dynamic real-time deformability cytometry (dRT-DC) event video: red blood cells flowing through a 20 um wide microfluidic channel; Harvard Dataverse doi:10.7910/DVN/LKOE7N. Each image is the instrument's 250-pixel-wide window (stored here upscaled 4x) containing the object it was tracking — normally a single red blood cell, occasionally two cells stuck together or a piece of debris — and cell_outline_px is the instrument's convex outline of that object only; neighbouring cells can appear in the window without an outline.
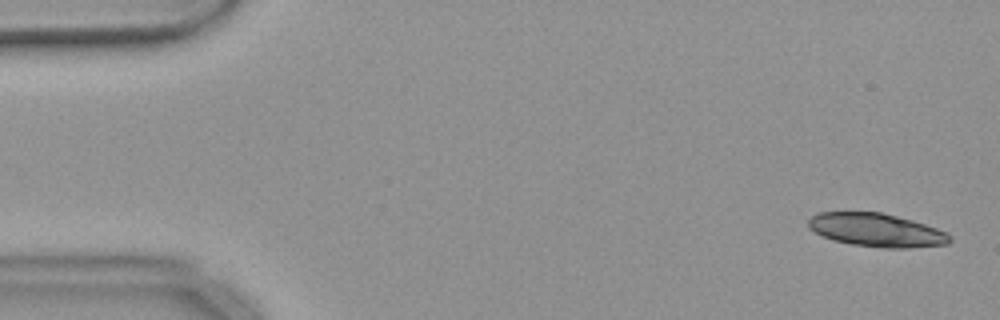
{"species": "common noctule bat (a hibernating species)", "species_latin": "Nyctalus noctula", "temperature_condition": "warm", "stored_images_in_passage": 21, "camera_frame_rate_fps": 3000, "um_per_image_px": 0.085, "animal": {"sex": "female", "body_mass_g": 18.4}, "frame": {"image": 1, "passage_image": 2, "time_ms": 0.333, "image_size_px": [1000, 320], "cell_outline_px": [[952, 240], [948, 244], [912, 248], [884, 248], [852, 244], [832, 240], [820, 236], [808, 228], [808, 220], [816, 212], [880, 212], [912, 220], [948, 232], [952, 236]], "centroid_in_image_um": [74.49, 19.56], "position_along_channel_um": 10.5, "area_um2": 27.74}}